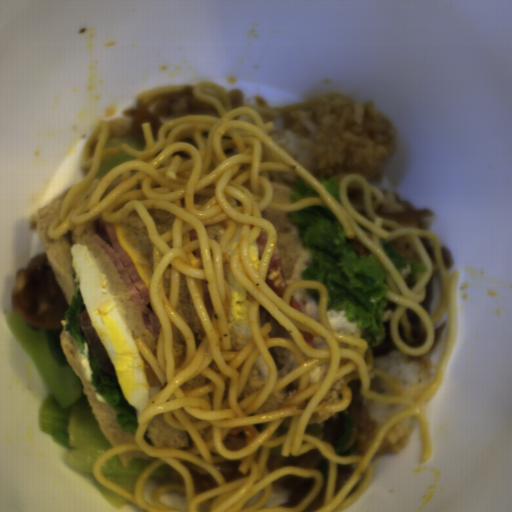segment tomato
Returning <instances> with one entry per match:
<instances>
[{
	"label": "tomato",
	"mask_w": 512,
	"mask_h": 512,
	"mask_svg": "<svg viewBox=\"0 0 512 512\" xmlns=\"http://www.w3.org/2000/svg\"><path fill=\"white\" fill-rule=\"evenodd\" d=\"M79 321L96 366L105 375L117 378L114 363L94 329L87 308L80 314Z\"/></svg>",
	"instance_id": "1"
},
{
	"label": "tomato",
	"mask_w": 512,
	"mask_h": 512,
	"mask_svg": "<svg viewBox=\"0 0 512 512\" xmlns=\"http://www.w3.org/2000/svg\"><path fill=\"white\" fill-rule=\"evenodd\" d=\"M264 283L281 299L283 291L289 285L279 257L277 244L271 256Z\"/></svg>",
	"instance_id": "2"
},
{
	"label": "tomato",
	"mask_w": 512,
	"mask_h": 512,
	"mask_svg": "<svg viewBox=\"0 0 512 512\" xmlns=\"http://www.w3.org/2000/svg\"><path fill=\"white\" fill-rule=\"evenodd\" d=\"M268 237H269L268 231H266L265 229L262 228L257 241H255L260 264L262 261V256H263V252H264Z\"/></svg>",
	"instance_id": "3"
},
{
	"label": "tomato",
	"mask_w": 512,
	"mask_h": 512,
	"mask_svg": "<svg viewBox=\"0 0 512 512\" xmlns=\"http://www.w3.org/2000/svg\"><path fill=\"white\" fill-rule=\"evenodd\" d=\"M289 305H291L292 307L296 308L297 310L301 311L302 313H304L299 301L297 300L294 292L292 293V296H291V300H290V303ZM305 314V313H304Z\"/></svg>",
	"instance_id": "4"
}]
</instances>
